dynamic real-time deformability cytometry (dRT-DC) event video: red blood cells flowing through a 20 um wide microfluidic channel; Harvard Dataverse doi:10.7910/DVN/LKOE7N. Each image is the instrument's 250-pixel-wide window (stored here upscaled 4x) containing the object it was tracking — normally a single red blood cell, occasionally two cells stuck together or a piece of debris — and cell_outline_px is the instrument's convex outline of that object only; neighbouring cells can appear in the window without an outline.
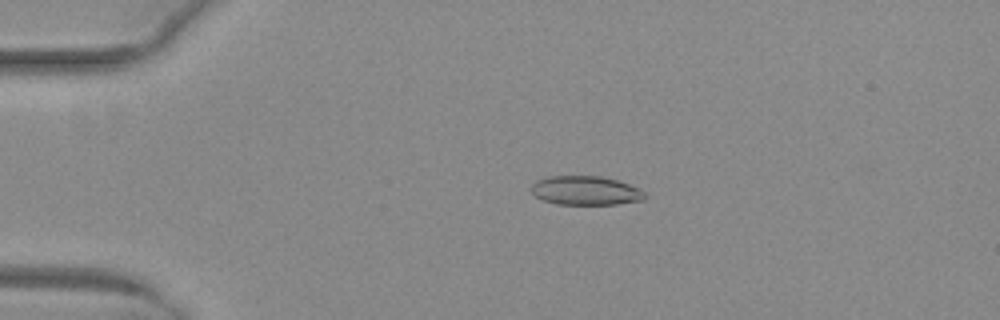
{"species": "common noctule bat (a hibernating species)", "species_latin": "Nyctalus noctula", "temperature_condition": "warm", "stored_images_in_passage": 38, "camera_frame_rate_fps": 3000, "um_per_image_px": 0.085, "animal": {"sex": "female", "body_mass_g": 29.2, "forearm_length_mm": 56.3}, "frame": {"image": 1, "passage_image": 10, "time_ms": 3.0, "image_size_px": [1000, 320], "cell_outline_px": [[644, 200], [616, 204], [556, 204], [544, 200], [536, 196], [532, 192], [532, 184], [536, 180], [548, 176], [600, 176], [616, 180], [628, 184], [644, 192]], "centroid_in_image_um": [49.74, 16.19], "position_along_channel_um": 35.3, "area_um2": 18.96}}
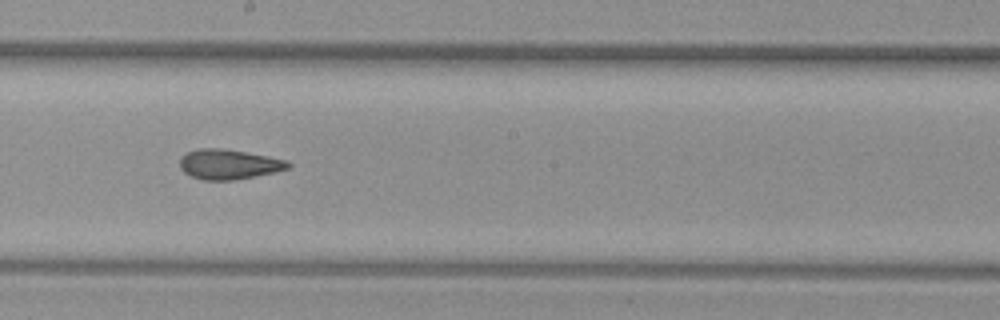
{"frame": {"image": 2, "passage_image": 28, "time_ms": 9.0, "image_size_px": [1000, 320], "cell_outline_px": [[292, 164], [288, 168], [276, 172], [236, 180], [204, 180], [192, 176], [184, 172], [180, 168], [180, 156], [188, 152], [200, 148], [220, 148], [268, 156], [288, 160]], "centroid_in_image_um": [19.46, 13.97], "position_along_channel_um": 228.7, "area_um2": 18.9}}
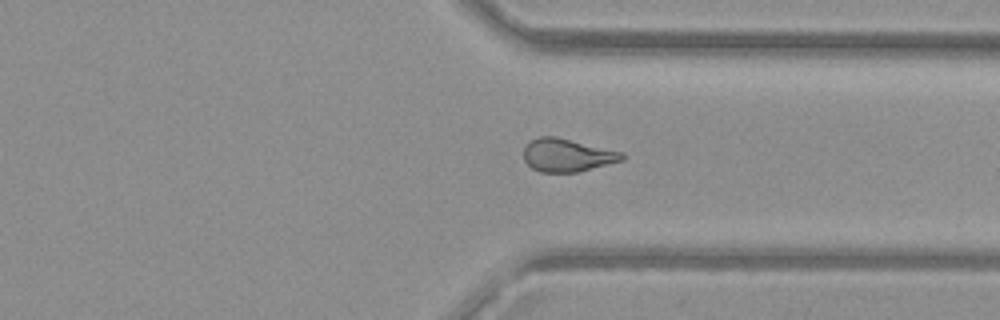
{"frame": {"image": 3, "passage_image": 38, "time_ms": 12.333, "image_size_px": [1000, 320], "cell_outline_px": [[628, 156], [624, 160], [576, 172], [540, 172], [532, 168], [524, 160], [524, 148], [528, 140], [540, 136], [556, 136], [624, 152]], "centroid_in_image_um": [48.22, 13.17], "position_along_channel_um": 363.2, "area_um2": 19.13}}